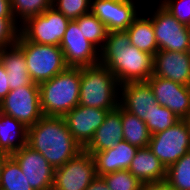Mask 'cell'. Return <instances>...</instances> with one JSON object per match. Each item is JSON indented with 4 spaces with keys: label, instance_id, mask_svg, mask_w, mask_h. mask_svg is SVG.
<instances>
[{
    "label": "cell",
    "instance_id": "1",
    "mask_svg": "<svg viewBox=\"0 0 190 190\" xmlns=\"http://www.w3.org/2000/svg\"><path fill=\"white\" fill-rule=\"evenodd\" d=\"M100 63L120 84L146 82L153 73V56L131 45L126 31L109 32L100 50Z\"/></svg>",
    "mask_w": 190,
    "mask_h": 190
},
{
    "label": "cell",
    "instance_id": "2",
    "mask_svg": "<svg viewBox=\"0 0 190 190\" xmlns=\"http://www.w3.org/2000/svg\"><path fill=\"white\" fill-rule=\"evenodd\" d=\"M27 145L41 153L54 169L83 150L71 135L63 117L55 116H43L27 128Z\"/></svg>",
    "mask_w": 190,
    "mask_h": 190
},
{
    "label": "cell",
    "instance_id": "3",
    "mask_svg": "<svg viewBox=\"0 0 190 190\" xmlns=\"http://www.w3.org/2000/svg\"><path fill=\"white\" fill-rule=\"evenodd\" d=\"M80 67L67 66L53 78L39 84L43 116L63 117L79 105Z\"/></svg>",
    "mask_w": 190,
    "mask_h": 190
},
{
    "label": "cell",
    "instance_id": "4",
    "mask_svg": "<svg viewBox=\"0 0 190 190\" xmlns=\"http://www.w3.org/2000/svg\"><path fill=\"white\" fill-rule=\"evenodd\" d=\"M80 75L79 105L109 111L119 106L120 83L105 65L80 67Z\"/></svg>",
    "mask_w": 190,
    "mask_h": 190
},
{
    "label": "cell",
    "instance_id": "5",
    "mask_svg": "<svg viewBox=\"0 0 190 190\" xmlns=\"http://www.w3.org/2000/svg\"><path fill=\"white\" fill-rule=\"evenodd\" d=\"M16 44L23 50L31 80L38 85L67 67L60 46L32 43L21 33Z\"/></svg>",
    "mask_w": 190,
    "mask_h": 190
},
{
    "label": "cell",
    "instance_id": "6",
    "mask_svg": "<svg viewBox=\"0 0 190 190\" xmlns=\"http://www.w3.org/2000/svg\"><path fill=\"white\" fill-rule=\"evenodd\" d=\"M69 22L61 12L50 7L23 23L20 33L32 43L59 46Z\"/></svg>",
    "mask_w": 190,
    "mask_h": 190
},
{
    "label": "cell",
    "instance_id": "7",
    "mask_svg": "<svg viewBox=\"0 0 190 190\" xmlns=\"http://www.w3.org/2000/svg\"><path fill=\"white\" fill-rule=\"evenodd\" d=\"M0 112L12 116L27 128L36 124L43 117L39 85L33 82L10 90L0 103Z\"/></svg>",
    "mask_w": 190,
    "mask_h": 190
},
{
    "label": "cell",
    "instance_id": "8",
    "mask_svg": "<svg viewBox=\"0 0 190 190\" xmlns=\"http://www.w3.org/2000/svg\"><path fill=\"white\" fill-rule=\"evenodd\" d=\"M148 147L167 169L190 151L186 121L180 120L174 126L151 135Z\"/></svg>",
    "mask_w": 190,
    "mask_h": 190
},
{
    "label": "cell",
    "instance_id": "9",
    "mask_svg": "<svg viewBox=\"0 0 190 190\" xmlns=\"http://www.w3.org/2000/svg\"><path fill=\"white\" fill-rule=\"evenodd\" d=\"M97 177L92 155L84 149L54 171L51 190H86Z\"/></svg>",
    "mask_w": 190,
    "mask_h": 190
},
{
    "label": "cell",
    "instance_id": "10",
    "mask_svg": "<svg viewBox=\"0 0 190 190\" xmlns=\"http://www.w3.org/2000/svg\"><path fill=\"white\" fill-rule=\"evenodd\" d=\"M150 17L159 50L188 52V27L179 21L161 4Z\"/></svg>",
    "mask_w": 190,
    "mask_h": 190
},
{
    "label": "cell",
    "instance_id": "11",
    "mask_svg": "<svg viewBox=\"0 0 190 190\" xmlns=\"http://www.w3.org/2000/svg\"><path fill=\"white\" fill-rule=\"evenodd\" d=\"M59 46L67 66L85 67L100 63V50L84 38L75 20L68 23Z\"/></svg>",
    "mask_w": 190,
    "mask_h": 190
},
{
    "label": "cell",
    "instance_id": "12",
    "mask_svg": "<svg viewBox=\"0 0 190 190\" xmlns=\"http://www.w3.org/2000/svg\"><path fill=\"white\" fill-rule=\"evenodd\" d=\"M146 82L159 105L167 107L181 120L190 116V86L154 75Z\"/></svg>",
    "mask_w": 190,
    "mask_h": 190
},
{
    "label": "cell",
    "instance_id": "13",
    "mask_svg": "<svg viewBox=\"0 0 190 190\" xmlns=\"http://www.w3.org/2000/svg\"><path fill=\"white\" fill-rule=\"evenodd\" d=\"M10 156L20 166L33 190L52 189L55 169L41 153L26 144Z\"/></svg>",
    "mask_w": 190,
    "mask_h": 190
},
{
    "label": "cell",
    "instance_id": "14",
    "mask_svg": "<svg viewBox=\"0 0 190 190\" xmlns=\"http://www.w3.org/2000/svg\"><path fill=\"white\" fill-rule=\"evenodd\" d=\"M136 8L133 0H91L90 12L107 26L109 32L126 31L139 16Z\"/></svg>",
    "mask_w": 190,
    "mask_h": 190
},
{
    "label": "cell",
    "instance_id": "15",
    "mask_svg": "<svg viewBox=\"0 0 190 190\" xmlns=\"http://www.w3.org/2000/svg\"><path fill=\"white\" fill-rule=\"evenodd\" d=\"M108 111L77 105L63 119L75 141L84 149L104 122Z\"/></svg>",
    "mask_w": 190,
    "mask_h": 190
},
{
    "label": "cell",
    "instance_id": "16",
    "mask_svg": "<svg viewBox=\"0 0 190 190\" xmlns=\"http://www.w3.org/2000/svg\"><path fill=\"white\" fill-rule=\"evenodd\" d=\"M119 105L127 112L146 122L150 120L156 98L147 82H129L120 84ZM122 96V97H121Z\"/></svg>",
    "mask_w": 190,
    "mask_h": 190
},
{
    "label": "cell",
    "instance_id": "17",
    "mask_svg": "<svg viewBox=\"0 0 190 190\" xmlns=\"http://www.w3.org/2000/svg\"><path fill=\"white\" fill-rule=\"evenodd\" d=\"M152 75L190 86V54L159 50L153 56Z\"/></svg>",
    "mask_w": 190,
    "mask_h": 190
},
{
    "label": "cell",
    "instance_id": "18",
    "mask_svg": "<svg viewBox=\"0 0 190 190\" xmlns=\"http://www.w3.org/2000/svg\"><path fill=\"white\" fill-rule=\"evenodd\" d=\"M137 149V147L122 140L110 149L88 153L92 155L96 175L101 177L116 171L128 170Z\"/></svg>",
    "mask_w": 190,
    "mask_h": 190
},
{
    "label": "cell",
    "instance_id": "19",
    "mask_svg": "<svg viewBox=\"0 0 190 190\" xmlns=\"http://www.w3.org/2000/svg\"><path fill=\"white\" fill-rule=\"evenodd\" d=\"M124 140L121 121V106L108 111L104 122L95 131L93 138L84 148L87 152H100L114 147Z\"/></svg>",
    "mask_w": 190,
    "mask_h": 190
},
{
    "label": "cell",
    "instance_id": "20",
    "mask_svg": "<svg viewBox=\"0 0 190 190\" xmlns=\"http://www.w3.org/2000/svg\"><path fill=\"white\" fill-rule=\"evenodd\" d=\"M128 171L142 184L163 182L166 168L149 147L138 148Z\"/></svg>",
    "mask_w": 190,
    "mask_h": 190
},
{
    "label": "cell",
    "instance_id": "21",
    "mask_svg": "<svg viewBox=\"0 0 190 190\" xmlns=\"http://www.w3.org/2000/svg\"><path fill=\"white\" fill-rule=\"evenodd\" d=\"M0 60L7 72L10 90L33 83L23 50L17 44L0 49Z\"/></svg>",
    "mask_w": 190,
    "mask_h": 190
},
{
    "label": "cell",
    "instance_id": "22",
    "mask_svg": "<svg viewBox=\"0 0 190 190\" xmlns=\"http://www.w3.org/2000/svg\"><path fill=\"white\" fill-rule=\"evenodd\" d=\"M27 144V127L0 112V151L11 155Z\"/></svg>",
    "mask_w": 190,
    "mask_h": 190
},
{
    "label": "cell",
    "instance_id": "23",
    "mask_svg": "<svg viewBox=\"0 0 190 190\" xmlns=\"http://www.w3.org/2000/svg\"><path fill=\"white\" fill-rule=\"evenodd\" d=\"M142 17V18H141ZM131 45L154 56L158 51L152 20L138 16L127 28Z\"/></svg>",
    "mask_w": 190,
    "mask_h": 190
},
{
    "label": "cell",
    "instance_id": "24",
    "mask_svg": "<svg viewBox=\"0 0 190 190\" xmlns=\"http://www.w3.org/2000/svg\"><path fill=\"white\" fill-rule=\"evenodd\" d=\"M121 121L123 126V137L126 142L137 148L149 146L151 134L143 120L125 111L121 107Z\"/></svg>",
    "mask_w": 190,
    "mask_h": 190
},
{
    "label": "cell",
    "instance_id": "25",
    "mask_svg": "<svg viewBox=\"0 0 190 190\" xmlns=\"http://www.w3.org/2000/svg\"><path fill=\"white\" fill-rule=\"evenodd\" d=\"M75 21L82 30L84 38L101 50L109 34L107 26L91 12L80 16Z\"/></svg>",
    "mask_w": 190,
    "mask_h": 190
},
{
    "label": "cell",
    "instance_id": "26",
    "mask_svg": "<svg viewBox=\"0 0 190 190\" xmlns=\"http://www.w3.org/2000/svg\"><path fill=\"white\" fill-rule=\"evenodd\" d=\"M165 182L174 190H190V151L166 169Z\"/></svg>",
    "mask_w": 190,
    "mask_h": 190
},
{
    "label": "cell",
    "instance_id": "27",
    "mask_svg": "<svg viewBox=\"0 0 190 190\" xmlns=\"http://www.w3.org/2000/svg\"><path fill=\"white\" fill-rule=\"evenodd\" d=\"M0 190H33L20 166L11 156L2 169Z\"/></svg>",
    "mask_w": 190,
    "mask_h": 190
},
{
    "label": "cell",
    "instance_id": "28",
    "mask_svg": "<svg viewBox=\"0 0 190 190\" xmlns=\"http://www.w3.org/2000/svg\"><path fill=\"white\" fill-rule=\"evenodd\" d=\"M10 2L13 17L16 22H21L20 26L29 18L42 14L52 7V0H10Z\"/></svg>",
    "mask_w": 190,
    "mask_h": 190
},
{
    "label": "cell",
    "instance_id": "29",
    "mask_svg": "<svg viewBox=\"0 0 190 190\" xmlns=\"http://www.w3.org/2000/svg\"><path fill=\"white\" fill-rule=\"evenodd\" d=\"M180 120L167 107L156 103L155 108L152 109V113L150 114V120H147L145 123L149 133L153 135L174 126Z\"/></svg>",
    "mask_w": 190,
    "mask_h": 190
},
{
    "label": "cell",
    "instance_id": "30",
    "mask_svg": "<svg viewBox=\"0 0 190 190\" xmlns=\"http://www.w3.org/2000/svg\"><path fill=\"white\" fill-rule=\"evenodd\" d=\"M110 190H142L143 184L128 170H120L101 176Z\"/></svg>",
    "mask_w": 190,
    "mask_h": 190
},
{
    "label": "cell",
    "instance_id": "31",
    "mask_svg": "<svg viewBox=\"0 0 190 190\" xmlns=\"http://www.w3.org/2000/svg\"><path fill=\"white\" fill-rule=\"evenodd\" d=\"M52 7L72 21L90 12L91 0H52Z\"/></svg>",
    "mask_w": 190,
    "mask_h": 190
},
{
    "label": "cell",
    "instance_id": "32",
    "mask_svg": "<svg viewBox=\"0 0 190 190\" xmlns=\"http://www.w3.org/2000/svg\"><path fill=\"white\" fill-rule=\"evenodd\" d=\"M18 24L14 17H0V49L17 43L20 33Z\"/></svg>",
    "mask_w": 190,
    "mask_h": 190
},
{
    "label": "cell",
    "instance_id": "33",
    "mask_svg": "<svg viewBox=\"0 0 190 190\" xmlns=\"http://www.w3.org/2000/svg\"><path fill=\"white\" fill-rule=\"evenodd\" d=\"M160 3L177 21L186 26L190 25V0H162Z\"/></svg>",
    "mask_w": 190,
    "mask_h": 190
},
{
    "label": "cell",
    "instance_id": "34",
    "mask_svg": "<svg viewBox=\"0 0 190 190\" xmlns=\"http://www.w3.org/2000/svg\"><path fill=\"white\" fill-rule=\"evenodd\" d=\"M10 92L7 72L0 60V103Z\"/></svg>",
    "mask_w": 190,
    "mask_h": 190
},
{
    "label": "cell",
    "instance_id": "35",
    "mask_svg": "<svg viewBox=\"0 0 190 190\" xmlns=\"http://www.w3.org/2000/svg\"><path fill=\"white\" fill-rule=\"evenodd\" d=\"M142 190H174L165 181L143 184Z\"/></svg>",
    "mask_w": 190,
    "mask_h": 190
},
{
    "label": "cell",
    "instance_id": "36",
    "mask_svg": "<svg viewBox=\"0 0 190 190\" xmlns=\"http://www.w3.org/2000/svg\"><path fill=\"white\" fill-rule=\"evenodd\" d=\"M86 190H110L102 177L97 176Z\"/></svg>",
    "mask_w": 190,
    "mask_h": 190
},
{
    "label": "cell",
    "instance_id": "37",
    "mask_svg": "<svg viewBox=\"0 0 190 190\" xmlns=\"http://www.w3.org/2000/svg\"><path fill=\"white\" fill-rule=\"evenodd\" d=\"M0 17H13L10 0H0Z\"/></svg>",
    "mask_w": 190,
    "mask_h": 190
},
{
    "label": "cell",
    "instance_id": "38",
    "mask_svg": "<svg viewBox=\"0 0 190 190\" xmlns=\"http://www.w3.org/2000/svg\"><path fill=\"white\" fill-rule=\"evenodd\" d=\"M10 157V155L4 151H0V183H1V176H2V169L4 166L5 161Z\"/></svg>",
    "mask_w": 190,
    "mask_h": 190
},
{
    "label": "cell",
    "instance_id": "39",
    "mask_svg": "<svg viewBox=\"0 0 190 190\" xmlns=\"http://www.w3.org/2000/svg\"><path fill=\"white\" fill-rule=\"evenodd\" d=\"M186 121V124H187V129H188V132H189V139H190V116L186 119H184Z\"/></svg>",
    "mask_w": 190,
    "mask_h": 190
},
{
    "label": "cell",
    "instance_id": "40",
    "mask_svg": "<svg viewBox=\"0 0 190 190\" xmlns=\"http://www.w3.org/2000/svg\"><path fill=\"white\" fill-rule=\"evenodd\" d=\"M188 27V35H189V47H188V52L190 54V25Z\"/></svg>",
    "mask_w": 190,
    "mask_h": 190
}]
</instances>
